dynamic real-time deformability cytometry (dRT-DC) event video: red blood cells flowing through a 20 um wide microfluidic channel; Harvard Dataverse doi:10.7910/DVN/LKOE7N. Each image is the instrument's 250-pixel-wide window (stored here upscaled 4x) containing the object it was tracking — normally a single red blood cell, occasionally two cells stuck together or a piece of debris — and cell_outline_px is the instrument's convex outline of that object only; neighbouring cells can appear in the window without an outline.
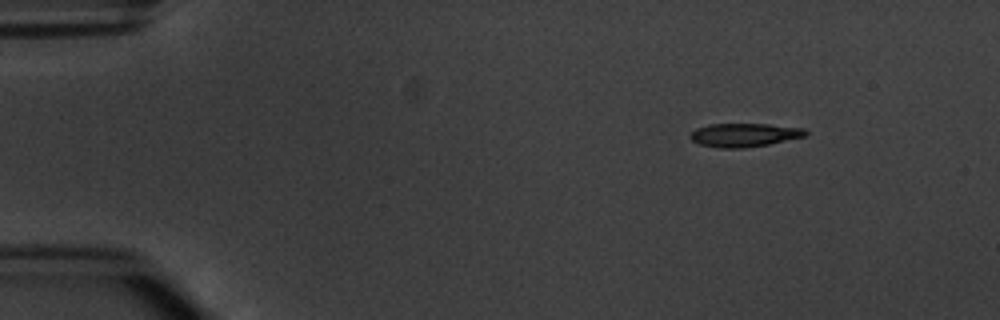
{"species": "common noctule bat (a hibernating species)", "species_latin": "Nyctalus noctula", "temperature_condition": "warm", "stored_images_in_passage": 3, "camera_frame_rate_fps": 3000, "um_per_image_px": 0.085, "animal": {"sex": "male", "body_mass_g": 20.1, "forearm_length_mm": 53.5}, "frame": {"image": 1, "passage_image": 1, "time_ms": 0.0, "image_size_px": [1000, 320], "cell_outline_px": [[808, 132], [804, 136], [768, 144], [744, 148], [720, 148], [700, 144], [692, 140], [688, 136], [696, 128], [708, 124], [768, 124], [804, 128]], "centroid_in_image_um": [63.23, 11.47], "position_along_channel_um": 21.8, "area_um2": 15.72}}
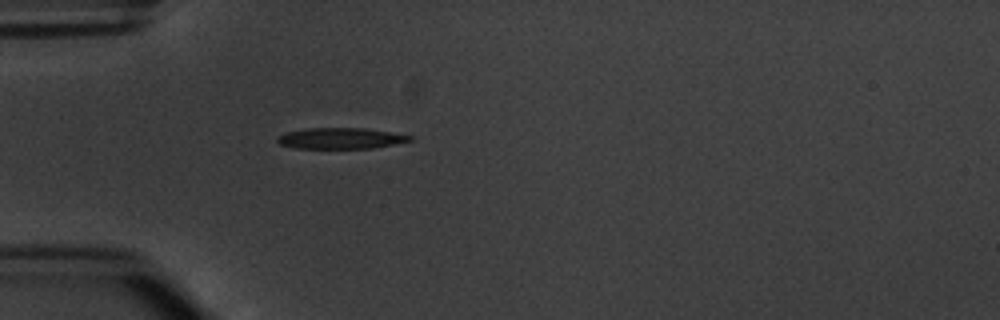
{"frame": {"image": 2, "passage_image": 3, "time_ms": 3.0, "image_size_px": [1000, 320], "cell_outline_px": [[412, 140], [372, 148], [296, 148], [280, 144], [276, 140], [276, 136], [284, 132], [308, 128], [364, 128], [412, 136]], "centroid_in_image_um": [28.87, 11.75], "position_along_channel_um": 56.1, "area_um2": 16.01}}